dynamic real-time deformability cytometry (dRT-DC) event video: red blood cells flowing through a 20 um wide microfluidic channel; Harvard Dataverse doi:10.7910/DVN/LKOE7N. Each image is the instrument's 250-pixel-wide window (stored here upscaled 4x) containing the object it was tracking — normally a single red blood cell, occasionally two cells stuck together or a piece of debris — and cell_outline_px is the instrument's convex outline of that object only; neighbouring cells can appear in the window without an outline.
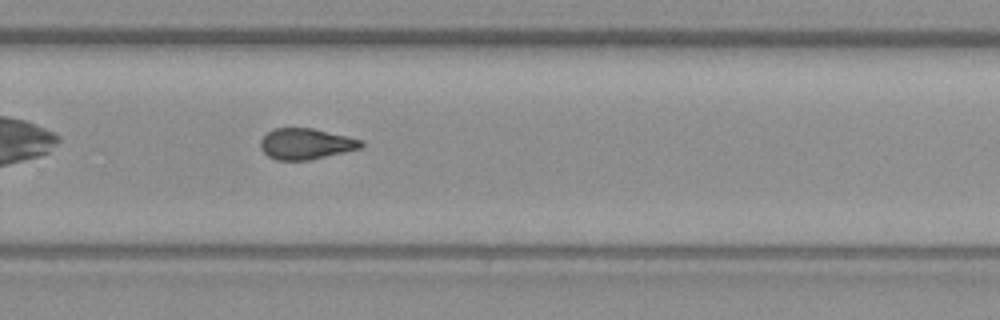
{"species": "common noctule bat (a hibernating species)", "species_latin": "Nyctalus noctula", "temperature_condition": "warm", "stored_images_in_passage": 28, "camera_frame_rate_fps": 3000, "um_per_image_px": 0.085, "animal": {"sex": "female", "body_mass_g": 19.3, "forearm_length_mm": 54.1}, "frame": {"image": 1, "passage_image": 20, "time_ms": 6.333, "image_size_px": [1000, 320], "cell_outline_px": [[364, 144], [360, 148], [344, 152], [308, 160], [276, 160], [268, 156], [260, 148], [260, 140], [268, 132], [276, 128], [312, 128], [348, 136], [364, 140]], "centroid_in_image_um": [26.0, 12.22], "position_along_channel_um": 303.8, "area_um2": 18.09}}
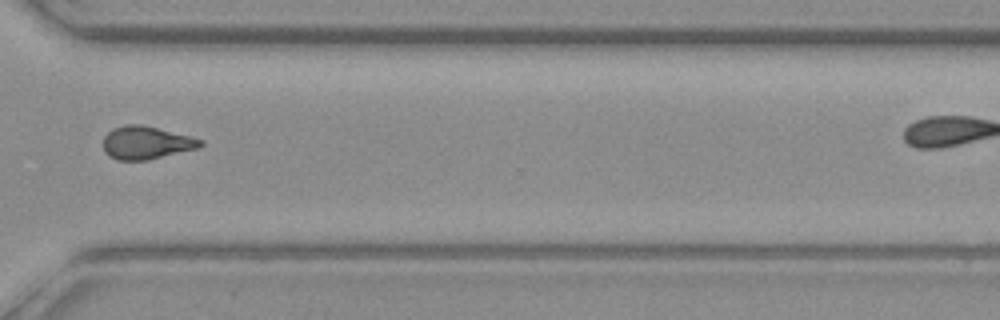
{"frame": {"image": 2, "passage_image": 24, "time_ms": 7.667, "image_size_px": [1000, 320], "cell_outline_px": [[204, 144], [196, 148], [148, 160], [116, 160], [108, 156], [104, 152], [104, 136], [112, 128], [124, 124], [140, 124], [192, 136], [204, 140]], "centroid_in_image_um": [12.41, 12.12], "position_along_channel_um": 358.2, "area_um2": 18.73}}